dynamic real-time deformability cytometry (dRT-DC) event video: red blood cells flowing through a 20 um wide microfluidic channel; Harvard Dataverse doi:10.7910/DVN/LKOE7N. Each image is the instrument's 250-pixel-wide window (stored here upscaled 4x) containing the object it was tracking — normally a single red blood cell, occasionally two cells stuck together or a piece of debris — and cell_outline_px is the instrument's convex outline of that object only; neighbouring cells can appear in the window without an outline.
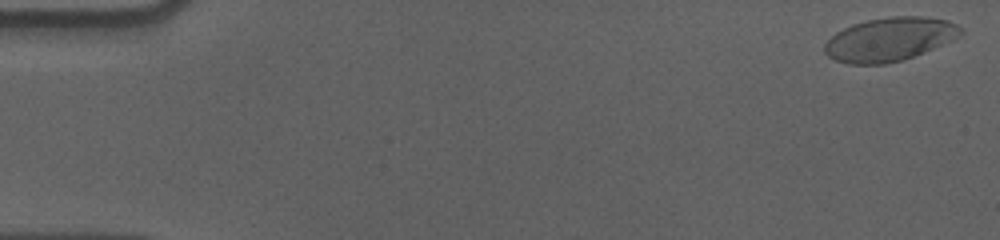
{"species": "human", "species_latin": "Homo sapiens", "temperature_condition": "cold", "stored_images_in_passage": 58, "camera_frame_rate_fps": 3000, "um_per_image_px": 0.085, "donor": {"sex": "male"}, "frame": {"image": 1, "passage_image": 2, "time_ms": 0.333, "image_size_px": [1000, 240], "cell_outline_px": [[964, 32], [960, 36], [952, 40], [924, 52], [904, 60], [884, 64], [848, 64], [836, 60], [828, 56], [824, 52], [824, 44], [836, 32], [852, 24], [868, 20], [892, 16], [924, 16], [948, 20], [956, 24]], "centroid_in_image_um": [75.62, 3.34], "position_along_channel_um": 9.4, "area_um2": 34.56}}
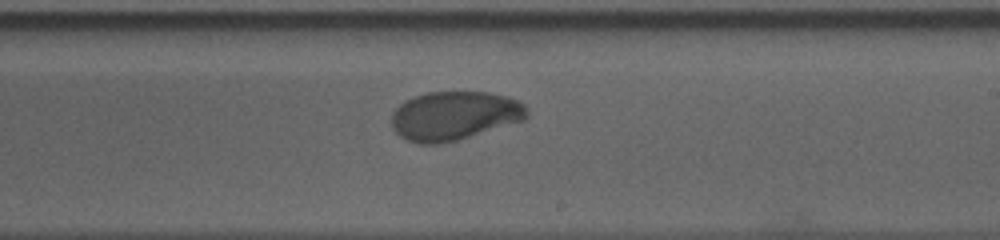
{"frame": {"image": 2, "passage_image": 35, "time_ms": 11.333, "image_size_px": [1000, 240], "cell_outline_px": [[528, 116], [524, 120], [456, 140], [440, 144], [420, 144], [408, 140], [400, 136], [392, 128], [392, 112], [404, 100], [428, 92], [488, 92], [508, 96], [524, 104], [528, 108]], "centroid_in_image_um": [38.62, 9.83], "position_along_channel_um": 250.4, "area_um2": 38.49}}
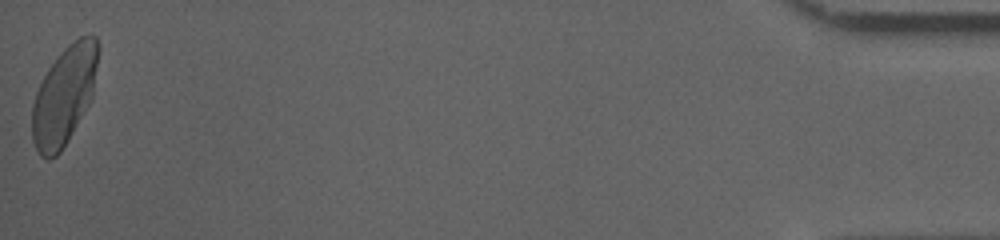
{"frame": {"image": 3, "passage_image": 58, "time_ms": 19.0, "image_size_px": [1000, 240], "cell_outline_px": [[100, 48], [92, 96], [88, 104], [68, 140], [60, 152], [56, 156], [48, 160], [40, 156], [32, 140], [32, 104], [36, 92], [48, 68], [60, 52], [68, 44], [80, 36], [96, 36]], "centroid_in_image_um": [5.45, 8.11], "position_along_channel_um": 429.8, "area_um2": 37.8}, "authors_computed_cell_mechanics": {"area_um2": 37.8012, "velocity_mm_per_s": 3.5607, "shape_relaxation_time_tau1_ms": 4.2447, "shape_relaxation_time_tau2_ms": 0.9328, "deformation_change_tau1": 0.1569, "deformation_change_tau2": 0.0456}}